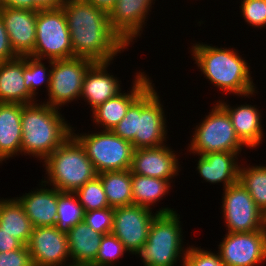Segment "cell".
Wrapping results in <instances>:
<instances>
[{
    "instance_id": "6da1fadb",
    "label": "cell",
    "mask_w": 266,
    "mask_h": 266,
    "mask_svg": "<svg viewBox=\"0 0 266 266\" xmlns=\"http://www.w3.org/2000/svg\"><path fill=\"white\" fill-rule=\"evenodd\" d=\"M61 7L68 23L73 57L106 63L129 49L112 29L105 10L85 0H65Z\"/></svg>"
},
{
    "instance_id": "7a4b0ae2",
    "label": "cell",
    "mask_w": 266,
    "mask_h": 266,
    "mask_svg": "<svg viewBox=\"0 0 266 266\" xmlns=\"http://www.w3.org/2000/svg\"><path fill=\"white\" fill-rule=\"evenodd\" d=\"M191 45L189 53H192L194 64L218 91L241 98H251L258 94L250 63L239 54L238 49L231 46L219 48L199 41Z\"/></svg>"
},
{
    "instance_id": "3957f363",
    "label": "cell",
    "mask_w": 266,
    "mask_h": 266,
    "mask_svg": "<svg viewBox=\"0 0 266 266\" xmlns=\"http://www.w3.org/2000/svg\"><path fill=\"white\" fill-rule=\"evenodd\" d=\"M152 83L128 108L112 132L133 144L134 149L167 144L166 109ZM156 89V90H155Z\"/></svg>"
},
{
    "instance_id": "277c9868",
    "label": "cell",
    "mask_w": 266,
    "mask_h": 266,
    "mask_svg": "<svg viewBox=\"0 0 266 266\" xmlns=\"http://www.w3.org/2000/svg\"><path fill=\"white\" fill-rule=\"evenodd\" d=\"M61 113L40 100L22 105L21 156L39 158L42 163L72 134V125Z\"/></svg>"
},
{
    "instance_id": "5b68a950",
    "label": "cell",
    "mask_w": 266,
    "mask_h": 266,
    "mask_svg": "<svg viewBox=\"0 0 266 266\" xmlns=\"http://www.w3.org/2000/svg\"><path fill=\"white\" fill-rule=\"evenodd\" d=\"M42 163L46 173L41 180L61 192L74 193L98 175L84 148L72 134Z\"/></svg>"
},
{
    "instance_id": "8992f818",
    "label": "cell",
    "mask_w": 266,
    "mask_h": 266,
    "mask_svg": "<svg viewBox=\"0 0 266 266\" xmlns=\"http://www.w3.org/2000/svg\"><path fill=\"white\" fill-rule=\"evenodd\" d=\"M181 222L178 212L155 216L147 241L136 253L143 266H175L181 261L179 265L184 266L188 246H183L186 242Z\"/></svg>"
},
{
    "instance_id": "52a82bcc",
    "label": "cell",
    "mask_w": 266,
    "mask_h": 266,
    "mask_svg": "<svg viewBox=\"0 0 266 266\" xmlns=\"http://www.w3.org/2000/svg\"><path fill=\"white\" fill-rule=\"evenodd\" d=\"M194 127L187 153L204 155L211 152L241 153L247 147L237 137L227 111L217 102ZM244 147V148H243Z\"/></svg>"
},
{
    "instance_id": "ba28073f",
    "label": "cell",
    "mask_w": 266,
    "mask_h": 266,
    "mask_svg": "<svg viewBox=\"0 0 266 266\" xmlns=\"http://www.w3.org/2000/svg\"><path fill=\"white\" fill-rule=\"evenodd\" d=\"M75 128L77 127H72V135L84 148L97 174L131 168L135 150L131 142L120 138L111 130H88L87 133H79Z\"/></svg>"
},
{
    "instance_id": "9c48e42d",
    "label": "cell",
    "mask_w": 266,
    "mask_h": 266,
    "mask_svg": "<svg viewBox=\"0 0 266 266\" xmlns=\"http://www.w3.org/2000/svg\"><path fill=\"white\" fill-rule=\"evenodd\" d=\"M30 56L52 61L73 58L68 23L61 6L37 11L36 42Z\"/></svg>"
},
{
    "instance_id": "30bf717a",
    "label": "cell",
    "mask_w": 266,
    "mask_h": 266,
    "mask_svg": "<svg viewBox=\"0 0 266 266\" xmlns=\"http://www.w3.org/2000/svg\"><path fill=\"white\" fill-rule=\"evenodd\" d=\"M93 64L91 60L79 57L51 60L48 98L43 103L61 110L64 105L80 100L85 74Z\"/></svg>"
},
{
    "instance_id": "8fae6325",
    "label": "cell",
    "mask_w": 266,
    "mask_h": 266,
    "mask_svg": "<svg viewBox=\"0 0 266 266\" xmlns=\"http://www.w3.org/2000/svg\"><path fill=\"white\" fill-rule=\"evenodd\" d=\"M222 211L226 232H253L266 227V215L240 181L223 190Z\"/></svg>"
},
{
    "instance_id": "7c38bea8",
    "label": "cell",
    "mask_w": 266,
    "mask_h": 266,
    "mask_svg": "<svg viewBox=\"0 0 266 266\" xmlns=\"http://www.w3.org/2000/svg\"><path fill=\"white\" fill-rule=\"evenodd\" d=\"M173 212L176 210L171 207H161L156 212L135 204L115 207L111 233L123 243L129 254L136 256V253L147 241L155 216Z\"/></svg>"
},
{
    "instance_id": "4fadbf2b",
    "label": "cell",
    "mask_w": 266,
    "mask_h": 266,
    "mask_svg": "<svg viewBox=\"0 0 266 266\" xmlns=\"http://www.w3.org/2000/svg\"><path fill=\"white\" fill-rule=\"evenodd\" d=\"M218 253L225 266H260L266 262V227L253 232H225Z\"/></svg>"
},
{
    "instance_id": "5bb4252c",
    "label": "cell",
    "mask_w": 266,
    "mask_h": 266,
    "mask_svg": "<svg viewBox=\"0 0 266 266\" xmlns=\"http://www.w3.org/2000/svg\"><path fill=\"white\" fill-rule=\"evenodd\" d=\"M27 248L34 266L71 264L66 233L55 226L34 227Z\"/></svg>"
},
{
    "instance_id": "9a60e30c",
    "label": "cell",
    "mask_w": 266,
    "mask_h": 266,
    "mask_svg": "<svg viewBox=\"0 0 266 266\" xmlns=\"http://www.w3.org/2000/svg\"><path fill=\"white\" fill-rule=\"evenodd\" d=\"M154 1L156 0H117L109 11L108 17L112 29L129 47L137 38L142 37Z\"/></svg>"
},
{
    "instance_id": "2e32d148",
    "label": "cell",
    "mask_w": 266,
    "mask_h": 266,
    "mask_svg": "<svg viewBox=\"0 0 266 266\" xmlns=\"http://www.w3.org/2000/svg\"><path fill=\"white\" fill-rule=\"evenodd\" d=\"M171 146L135 149L131 163V174L155 177L175 183L181 169L180 155ZM179 157V158H178ZM180 170V171H179Z\"/></svg>"
},
{
    "instance_id": "e0dca14e",
    "label": "cell",
    "mask_w": 266,
    "mask_h": 266,
    "mask_svg": "<svg viewBox=\"0 0 266 266\" xmlns=\"http://www.w3.org/2000/svg\"><path fill=\"white\" fill-rule=\"evenodd\" d=\"M136 71L129 91H122L91 111L96 129L112 130L124 118L129 106L154 82L143 69Z\"/></svg>"
},
{
    "instance_id": "ac0fdd59",
    "label": "cell",
    "mask_w": 266,
    "mask_h": 266,
    "mask_svg": "<svg viewBox=\"0 0 266 266\" xmlns=\"http://www.w3.org/2000/svg\"><path fill=\"white\" fill-rule=\"evenodd\" d=\"M0 16L15 54L19 57L30 56L36 42L37 11L0 7Z\"/></svg>"
},
{
    "instance_id": "d6986e66",
    "label": "cell",
    "mask_w": 266,
    "mask_h": 266,
    "mask_svg": "<svg viewBox=\"0 0 266 266\" xmlns=\"http://www.w3.org/2000/svg\"><path fill=\"white\" fill-rule=\"evenodd\" d=\"M228 100L221 98L217 102L227 111L235 133L240 141L249 149L259 148L265 140L264 126L262 125V113L260 107L252 104H240L231 106Z\"/></svg>"
},
{
    "instance_id": "ffe728a7",
    "label": "cell",
    "mask_w": 266,
    "mask_h": 266,
    "mask_svg": "<svg viewBox=\"0 0 266 266\" xmlns=\"http://www.w3.org/2000/svg\"><path fill=\"white\" fill-rule=\"evenodd\" d=\"M112 63H94L85 74L80 100L91 107L90 111L123 91L122 81L108 69Z\"/></svg>"
},
{
    "instance_id": "44dd1931",
    "label": "cell",
    "mask_w": 266,
    "mask_h": 266,
    "mask_svg": "<svg viewBox=\"0 0 266 266\" xmlns=\"http://www.w3.org/2000/svg\"><path fill=\"white\" fill-rule=\"evenodd\" d=\"M240 155L242 158L241 153L221 151L197 155L195 171L210 185L222 183L224 190L239 181Z\"/></svg>"
},
{
    "instance_id": "7402d4cb",
    "label": "cell",
    "mask_w": 266,
    "mask_h": 266,
    "mask_svg": "<svg viewBox=\"0 0 266 266\" xmlns=\"http://www.w3.org/2000/svg\"><path fill=\"white\" fill-rule=\"evenodd\" d=\"M39 188L15 197L23 206L33 227L55 226L57 221L58 189L46 185L42 180ZM47 186V187H46Z\"/></svg>"
},
{
    "instance_id": "603a6c76",
    "label": "cell",
    "mask_w": 266,
    "mask_h": 266,
    "mask_svg": "<svg viewBox=\"0 0 266 266\" xmlns=\"http://www.w3.org/2000/svg\"><path fill=\"white\" fill-rule=\"evenodd\" d=\"M22 104L0 102V164L21 155Z\"/></svg>"
},
{
    "instance_id": "cb8c5ba5",
    "label": "cell",
    "mask_w": 266,
    "mask_h": 266,
    "mask_svg": "<svg viewBox=\"0 0 266 266\" xmlns=\"http://www.w3.org/2000/svg\"><path fill=\"white\" fill-rule=\"evenodd\" d=\"M27 89L23 77V56L0 62V102L31 104L39 101Z\"/></svg>"
},
{
    "instance_id": "d4e9b609",
    "label": "cell",
    "mask_w": 266,
    "mask_h": 266,
    "mask_svg": "<svg viewBox=\"0 0 266 266\" xmlns=\"http://www.w3.org/2000/svg\"><path fill=\"white\" fill-rule=\"evenodd\" d=\"M71 264L74 266H95V259L103 235L87 226L85 221L74 225L66 233Z\"/></svg>"
},
{
    "instance_id": "484cf974",
    "label": "cell",
    "mask_w": 266,
    "mask_h": 266,
    "mask_svg": "<svg viewBox=\"0 0 266 266\" xmlns=\"http://www.w3.org/2000/svg\"><path fill=\"white\" fill-rule=\"evenodd\" d=\"M2 198L0 197V229L27 245L34 228L31 221L15 197Z\"/></svg>"
},
{
    "instance_id": "4316f807",
    "label": "cell",
    "mask_w": 266,
    "mask_h": 266,
    "mask_svg": "<svg viewBox=\"0 0 266 266\" xmlns=\"http://www.w3.org/2000/svg\"><path fill=\"white\" fill-rule=\"evenodd\" d=\"M131 187L133 204L151 210H154V205L164 199L172 188L169 180L137 174H131Z\"/></svg>"
},
{
    "instance_id": "83f0119b",
    "label": "cell",
    "mask_w": 266,
    "mask_h": 266,
    "mask_svg": "<svg viewBox=\"0 0 266 266\" xmlns=\"http://www.w3.org/2000/svg\"><path fill=\"white\" fill-rule=\"evenodd\" d=\"M97 176L101 179L110 207L133 204L130 169L102 172Z\"/></svg>"
},
{
    "instance_id": "f1b7e54d",
    "label": "cell",
    "mask_w": 266,
    "mask_h": 266,
    "mask_svg": "<svg viewBox=\"0 0 266 266\" xmlns=\"http://www.w3.org/2000/svg\"><path fill=\"white\" fill-rule=\"evenodd\" d=\"M244 164L246 162L240 164L239 181L249 192L257 207L266 215V165Z\"/></svg>"
},
{
    "instance_id": "f546056e",
    "label": "cell",
    "mask_w": 266,
    "mask_h": 266,
    "mask_svg": "<svg viewBox=\"0 0 266 266\" xmlns=\"http://www.w3.org/2000/svg\"><path fill=\"white\" fill-rule=\"evenodd\" d=\"M43 61V59L32 56H23L24 83L35 98L38 96L39 87L41 89V86L45 84L43 87L46 86L45 92H48L50 86L51 60H47L48 62L45 61L49 65H46Z\"/></svg>"
},
{
    "instance_id": "4dcf8cb0",
    "label": "cell",
    "mask_w": 266,
    "mask_h": 266,
    "mask_svg": "<svg viewBox=\"0 0 266 266\" xmlns=\"http://www.w3.org/2000/svg\"><path fill=\"white\" fill-rule=\"evenodd\" d=\"M84 209L74 193L58 190L57 221L55 227L67 233L74 225L83 221Z\"/></svg>"
},
{
    "instance_id": "1f68e13d",
    "label": "cell",
    "mask_w": 266,
    "mask_h": 266,
    "mask_svg": "<svg viewBox=\"0 0 266 266\" xmlns=\"http://www.w3.org/2000/svg\"><path fill=\"white\" fill-rule=\"evenodd\" d=\"M74 194L82 205L84 212L110 207L103 184L98 176L86 182Z\"/></svg>"
},
{
    "instance_id": "d6a6232c",
    "label": "cell",
    "mask_w": 266,
    "mask_h": 266,
    "mask_svg": "<svg viewBox=\"0 0 266 266\" xmlns=\"http://www.w3.org/2000/svg\"><path fill=\"white\" fill-rule=\"evenodd\" d=\"M128 251L124 248L123 243L112 233L103 235L98 250L95 266H116L120 258Z\"/></svg>"
},
{
    "instance_id": "836d02e7",
    "label": "cell",
    "mask_w": 266,
    "mask_h": 266,
    "mask_svg": "<svg viewBox=\"0 0 266 266\" xmlns=\"http://www.w3.org/2000/svg\"><path fill=\"white\" fill-rule=\"evenodd\" d=\"M240 13L248 26L262 29L266 28V0H243Z\"/></svg>"
},
{
    "instance_id": "e575fe53",
    "label": "cell",
    "mask_w": 266,
    "mask_h": 266,
    "mask_svg": "<svg viewBox=\"0 0 266 266\" xmlns=\"http://www.w3.org/2000/svg\"><path fill=\"white\" fill-rule=\"evenodd\" d=\"M114 208L106 207L84 212L83 220L87 226L102 235L110 234L113 228Z\"/></svg>"
},
{
    "instance_id": "d590c367",
    "label": "cell",
    "mask_w": 266,
    "mask_h": 266,
    "mask_svg": "<svg viewBox=\"0 0 266 266\" xmlns=\"http://www.w3.org/2000/svg\"><path fill=\"white\" fill-rule=\"evenodd\" d=\"M184 266H225L217 251H207L201 246L189 245L185 254Z\"/></svg>"
},
{
    "instance_id": "8d00e7d4",
    "label": "cell",
    "mask_w": 266,
    "mask_h": 266,
    "mask_svg": "<svg viewBox=\"0 0 266 266\" xmlns=\"http://www.w3.org/2000/svg\"><path fill=\"white\" fill-rule=\"evenodd\" d=\"M0 266H34L27 245L17 250L0 252Z\"/></svg>"
},
{
    "instance_id": "74e56055",
    "label": "cell",
    "mask_w": 266,
    "mask_h": 266,
    "mask_svg": "<svg viewBox=\"0 0 266 266\" xmlns=\"http://www.w3.org/2000/svg\"><path fill=\"white\" fill-rule=\"evenodd\" d=\"M17 57L11 46L4 21L0 16V62L10 61Z\"/></svg>"
},
{
    "instance_id": "f35d334b",
    "label": "cell",
    "mask_w": 266,
    "mask_h": 266,
    "mask_svg": "<svg viewBox=\"0 0 266 266\" xmlns=\"http://www.w3.org/2000/svg\"><path fill=\"white\" fill-rule=\"evenodd\" d=\"M23 244L16 238L12 237L5 231L0 229V252H9L20 249Z\"/></svg>"
},
{
    "instance_id": "ab89813d",
    "label": "cell",
    "mask_w": 266,
    "mask_h": 266,
    "mask_svg": "<svg viewBox=\"0 0 266 266\" xmlns=\"http://www.w3.org/2000/svg\"><path fill=\"white\" fill-rule=\"evenodd\" d=\"M0 7H9L16 9H31L34 11L40 10L33 0H0Z\"/></svg>"
},
{
    "instance_id": "60d3db41",
    "label": "cell",
    "mask_w": 266,
    "mask_h": 266,
    "mask_svg": "<svg viewBox=\"0 0 266 266\" xmlns=\"http://www.w3.org/2000/svg\"><path fill=\"white\" fill-rule=\"evenodd\" d=\"M65 0H33V3L41 9H54L60 7Z\"/></svg>"
},
{
    "instance_id": "b9f144b4",
    "label": "cell",
    "mask_w": 266,
    "mask_h": 266,
    "mask_svg": "<svg viewBox=\"0 0 266 266\" xmlns=\"http://www.w3.org/2000/svg\"><path fill=\"white\" fill-rule=\"evenodd\" d=\"M96 7L105 10L107 13L113 8L117 0H85Z\"/></svg>"
}]
</instances>
